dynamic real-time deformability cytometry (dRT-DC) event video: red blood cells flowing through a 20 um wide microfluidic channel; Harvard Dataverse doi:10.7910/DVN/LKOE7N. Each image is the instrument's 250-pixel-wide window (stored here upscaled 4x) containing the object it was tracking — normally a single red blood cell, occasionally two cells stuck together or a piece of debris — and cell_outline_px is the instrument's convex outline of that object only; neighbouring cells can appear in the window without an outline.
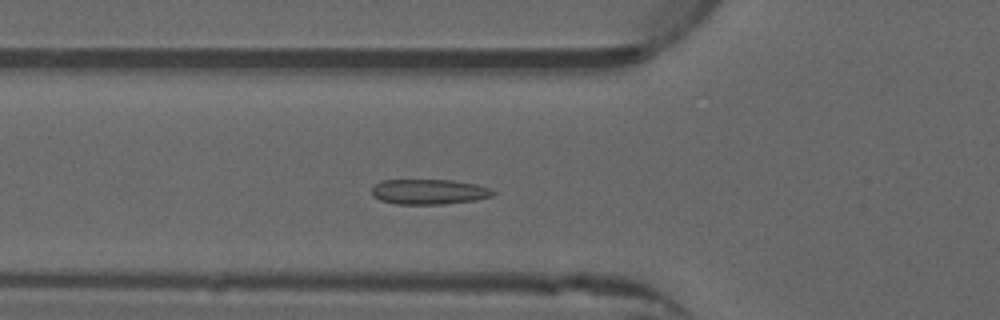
{"species": "common noctule bat (a hibernating species)", "species_latin": "Nyctalus noctula", "temperature_condition": "warm", "stored_images_in_passage": 49, "camera_frame_rate_fps": 3000, "um_per_image_px": 0.085, "animal": {"sex": "male", "forearm_length_mm": 52.5}, "frame": {"image": 1, "passage_image": 15, "time_ms": 4.667, "image_size_px": [1000, 320], "cell_outline_px": [[496, 192], [492, 196], [476, 200], [444, 204], [396, 204], [380, 200], [372, 196], [372, 188], [380, 180], [452, 180], [476, 184], [488, 188]], "centroid_in_image_um": [36.45, 16.3], "position_along_channel_um": 89.4, "area_um2": 17.8}}
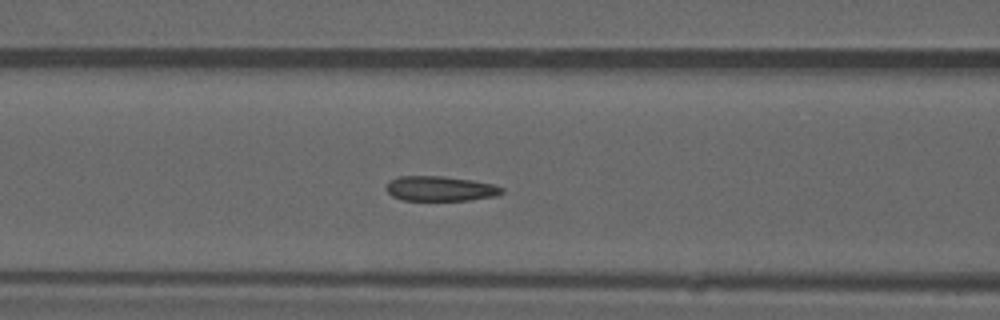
{"frame": {"image": 2, "passage_image": 18, "time_ms": 5.667, "image_size_px": [1000, 320], "cell_outline_px": [[504, 192], [496, 196], [468, 200], [404, 200], [392, 196], [384, 188], [388, 180], [400, 176], [444, 176], [472, 180], [492, 184], [504, 188]], "centroid_in_image_um": [37.4, 16.02], "position_along_channel_um": 129.2, "area_um2": 16.88}}
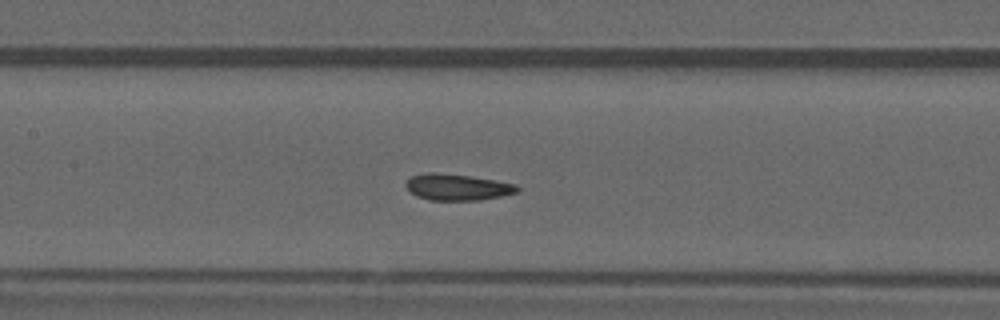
{"frame": {"image": 3, "passage_image": 21, "time_ms": 6.667, "image_size_px": [1000, 320], "cell_outline_px": [[520, 192], [480, 200], [428, 200], [416, 196], [404, 184], [412, 176], [428, 172], [436, 172], [468, 176], [496, 180], [516, 184], [520, 188]], "centroid_in_image_um": [38.9, 15.91], "position_along_channel_um": 168.5, "area_um2": 17.05}, "authors_computed_cell_mechanics": {"area_um2": 16.9354, "velocity_mm_per_s": 3.9293, "shape_relaxation_time_tau1_ms": 5.6779, "shape_relaxation_time_tau2_ms": 2.0027, "deformation_change_tau1": 0.1298, "deformation_change_tau2": 0.0729}}